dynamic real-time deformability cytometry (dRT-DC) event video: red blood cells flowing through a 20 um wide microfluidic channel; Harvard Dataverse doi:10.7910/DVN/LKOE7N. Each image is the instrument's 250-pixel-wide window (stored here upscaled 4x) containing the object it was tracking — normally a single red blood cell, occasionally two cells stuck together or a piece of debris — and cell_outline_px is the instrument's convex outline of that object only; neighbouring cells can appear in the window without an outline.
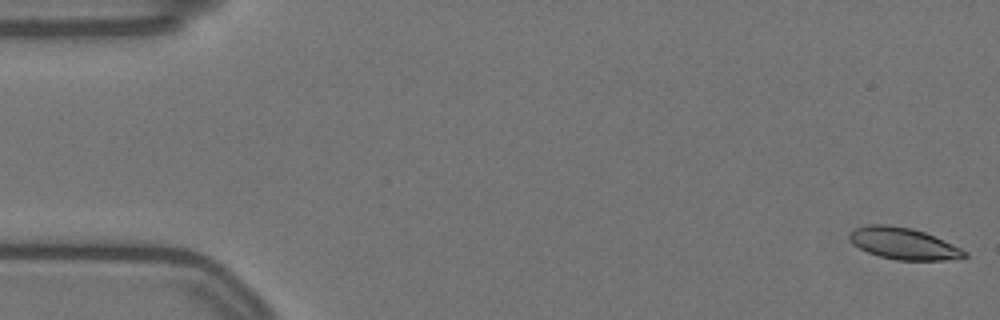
{"species": "Egyptian fruit bat (a non-hibernating species)", "species_latin": "Rousettus aegyptiacus", "temperature_condition": "warm", "stored_images_in_passage": 57, "camera_frame_rate_fps": 3000, "um_per_image_px": 0.085, "animal": {"sex": "female"}, "frame": {"image": 1, "passage_image": 1, "time_ms": 0.0, "image_size_px": [1000, 320], "cell_outline_px": [[968, 256], [944, 260], [896, 260], [880, 256], [868, 252], [852, 244], [848, 240], [848, 236], [856, 228], [868, 224], [888, 224], [912, 228], [924, 232], [952, 244], [968, 252]], "centroid_in_image_um": [76.77, 20.69], "position_along_channel_um": 8.2, "area_um2": 21.1}}
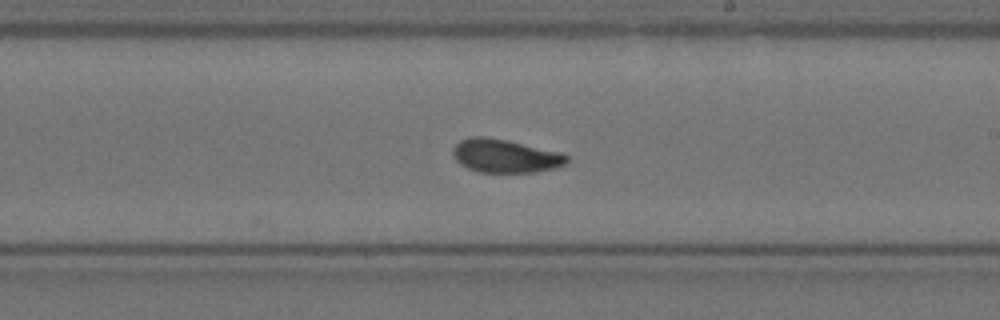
{"frame": {"image": 2, "passage_image": 33, "time_ms": 10.667, "image_size_px": [1000, 320], "cell_outline_px": [[568, 160], [564, 164], [552, 168], [536, 172], [480, 172], [468, 168], [460, 164], [456, 160], [452, 152], [452, 148], [460, 140], [468, 136], [484, 136], [508, 140], [560, 152], [568, 156]], "centroid_in_image_um": [42.9, 13.24], "position_along_channel_um": 246.1, "area_um2": 22.14}}
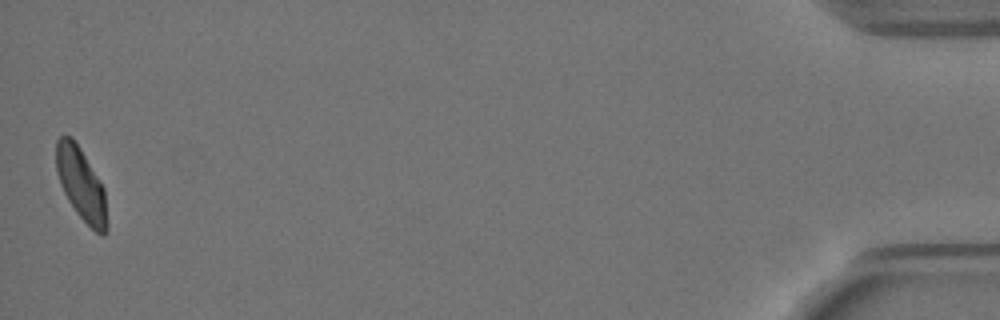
{"frame": {"image": 3, "passage_image": 57, "time_ms": 18.667, "image_size_px": [1000, 320], "cell_outline_px": [[108, 228], [104, 236], [96, 232], [76, 212], [68, 200], [60, 184], [56, 172], [56, 140], [60, 136], [72, 136], [80, 148], [104, 188], [108, 224]], "centroid_in_image_um": [6.9, 15.66], "position_along_channel_um": 428.3, "area_um2": 21.39}, "authors_computed_cell_mechanics": {"area_um2": 21.9062, "velocity_mm_per_s": 3.4881, "shape_relaxation_time_tau1_ms": 3.9214, "shape_relaxation_time_tau2_ms": 1.5858, "deformation_change_tau1": 0.1196, "deformation_change_tau2": 0.0728}}